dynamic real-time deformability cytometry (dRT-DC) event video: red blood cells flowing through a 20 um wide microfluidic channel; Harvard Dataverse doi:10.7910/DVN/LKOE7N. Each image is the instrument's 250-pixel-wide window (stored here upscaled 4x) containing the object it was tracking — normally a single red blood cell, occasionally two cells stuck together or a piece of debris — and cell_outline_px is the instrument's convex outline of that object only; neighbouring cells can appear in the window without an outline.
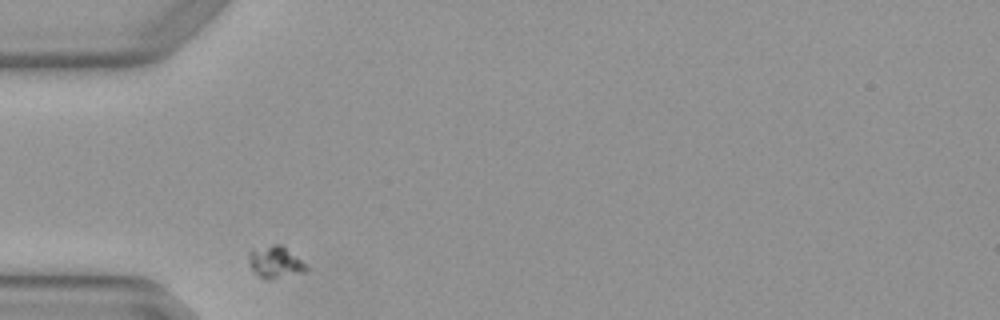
{"species": "Egyptian fruit bat (a non-hibernating species)", "species_latin": "Rousettus aegyptiacus", "temperature_condition": "warm", "stored_images_in_passage": 1, "camera_frame_rate_fps": 3000, "um_per_image_px": 0.085, "animal": {"sex": "female"}, "frame": {"image": 1, "passage_image": 1, "time_ms": 0.0, "image_size_px": [1000, 320], "cell_outline_px": [[308, 268], [304, 272], [268, 280], [260, 276], [252, 268], [248, 260], [248, 252], [252, 248], [272, 244], [284, 244]], "centroid_in_image_um": [23.37, 22.24], "position_along_channel_um": 61.6, "area_um2": 10.69}}